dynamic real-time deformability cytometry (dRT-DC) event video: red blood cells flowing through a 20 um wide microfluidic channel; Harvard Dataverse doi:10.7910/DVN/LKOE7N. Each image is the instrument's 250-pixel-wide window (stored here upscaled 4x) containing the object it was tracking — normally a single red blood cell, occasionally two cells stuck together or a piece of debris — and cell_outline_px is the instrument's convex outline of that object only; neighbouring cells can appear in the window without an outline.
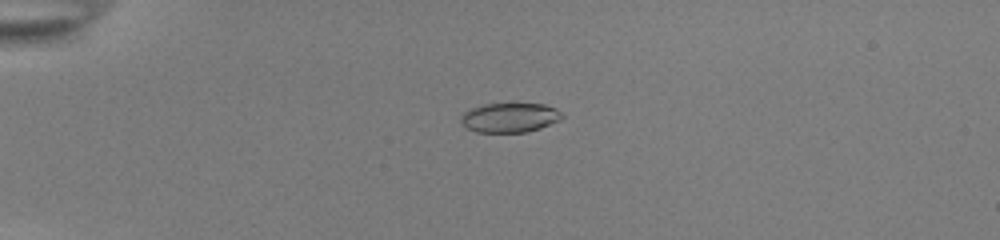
{"species": "common noctule bat (a hibernating species)", "species_latin": "Nyctalus noctula", "temperature_condition": "room temperature", "stored_images_in_passage": 55, "camera_frame_rate_fps": 3000, "um_per_image_px": 0.085, "animal": {"sex": "female", "body_mass_g": 22.0, "forearm_length_mm": 56.7}, "frame": {"image": 1, "passage_image": 16, "time_ms": 5.0, "image_size_px": [1000, 240], "cell_outline_px": [[564, 116], [560, 120], [540, 128], [528, 132], [476, 132], [464, 128], [460, 120], [460, 116], [464, 112], [472, 108], [484, 104], [544, 104], [556, 108]], "centroid_in_image_um": [43.3, 10.0], "position_along_channel_um": 41.7, "area_um2": 17.46}}
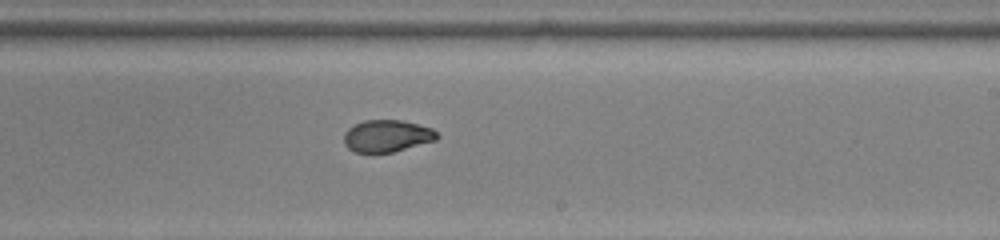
{"frame": {"image": 2, "passage_image": 36, "time_ms": 11.667, "image_size_px": [1000, 240], "cell_outline_px": [[440, 136], [436, 140], [392, 152], [356, 152], [348, 148], [344, 144], [344, 132], [348, 128], [364, 120], [400, 120], [432, 128]], "centroid_in_image_um": [32.88, 11.55], "position_along_channel_um": 256.1, "area_um2": 17.22}}
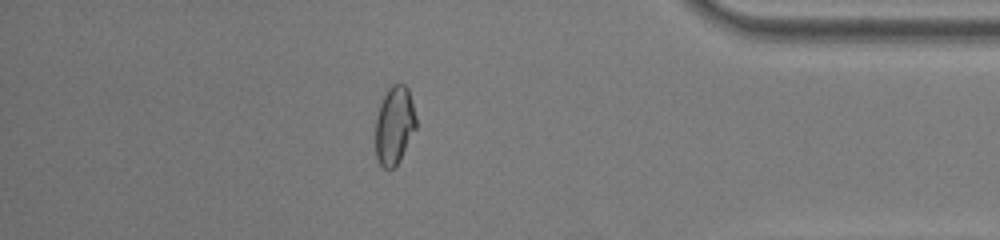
{"frame": {"image": 3, "passage_image": 49, "time_ms": 16.0, "image_size_px": [1000, 240], "cell_outline_px": [[416, 128], [400, 160], [392, 168], [384, 168], [380, 164], [376, 156], [376, 116], [380, 104], [388, 88], [392, 84], [404, 84], [408, 88], [416, 116]], "centroid_in_image_um": [33.53, 10.64], "position_along_channel_um": 401.7, "area_um2": 18.38}, "authors_computed_cell_mechanics": {"area_um2": 18.5538, "velocity_mm_per_s": 3.8962, "shape_relaxation_time_tau1_ms": null, "shape_relaxation_time_tau2_ms": 1.1211, "deformation_change_tau1": null, "deformation_change_tau2": 0.0513}}